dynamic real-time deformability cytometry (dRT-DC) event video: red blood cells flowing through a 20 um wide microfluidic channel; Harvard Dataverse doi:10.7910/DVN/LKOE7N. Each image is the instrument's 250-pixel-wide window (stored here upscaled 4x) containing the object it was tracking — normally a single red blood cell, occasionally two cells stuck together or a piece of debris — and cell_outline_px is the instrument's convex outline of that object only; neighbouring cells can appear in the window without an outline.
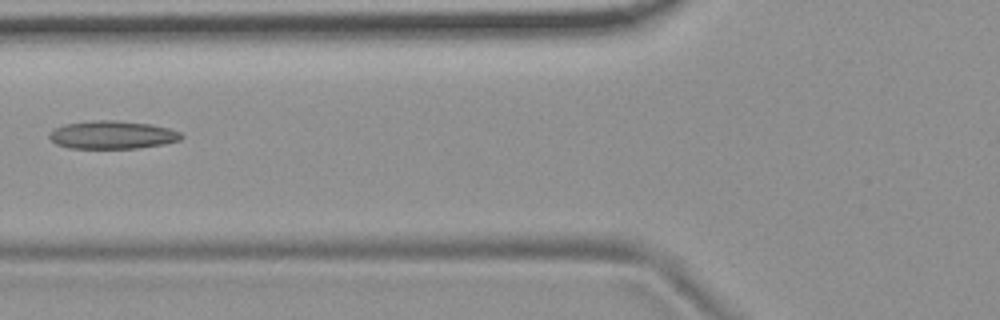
{"species": "common noctule bat (a hibernating species)", "species_latin": "Nyctalus noctula", "temperature_condition": "room temperature", "stored_images_in_passage": 6, "camera_frame_rate_fps": 3000, "um_per_image_px": 0.085, "animal": {"sex": "female", "body_mass_g": 19.9}, "frame": {"image": 1, "passage_image": 6, "time_ms": 1.667, "image_size_px": [1000, 320], "cell_outline_px": [[184, 136], [180, 140], [164, 144], [136, 148], [68, 148], [56, 144], [48, 136], [56, 128], [64, 124], [92, 120], [116, 120], [152, 124], [168, 128], [180, 132]], "centroid_in_image_um": [9.57, 11.46], "position_along_channel_um": 116.2, "area_um2": 21.56}}